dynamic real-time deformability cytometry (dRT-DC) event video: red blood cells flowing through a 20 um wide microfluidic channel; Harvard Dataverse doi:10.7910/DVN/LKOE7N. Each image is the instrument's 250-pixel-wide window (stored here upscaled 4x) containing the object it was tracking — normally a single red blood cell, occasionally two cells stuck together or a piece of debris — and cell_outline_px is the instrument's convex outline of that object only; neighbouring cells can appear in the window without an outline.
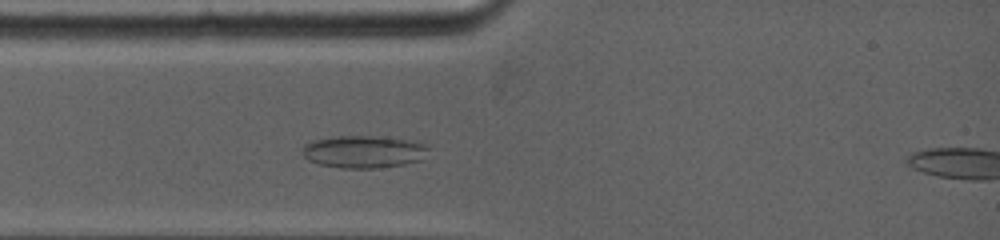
{"species": "common noctule bat (a hibernating species)", "species_latin": "Nyctalus noctula", "temperature_condition": "warm", "stored_images_in_passage": 52, "camera_frame_rate_fps": 5000, "um_per_image_px": 0.085, "animal": {"sex": "female", "body_mass_g": 19.0, "forearm_length_mm": 53.3}, "frame": {"image": 1, "passage_image": 10, "time_ms": 2.4, "image_size_px": [1000, 240], "cell_outline_px": [[428, 148], [420, 160], [404, 164], [376, 168], [340, 168], [320, 164], [308, 160], [300, 152], [300, 148], [304, 144], [312, 140], [332, 136], [372, 136], [408, 140], [428, 144]], "centroid_in_image_um": [30.83, 12.89], "position_along_channel_um": 54.2, "area_um2": 23.87}}
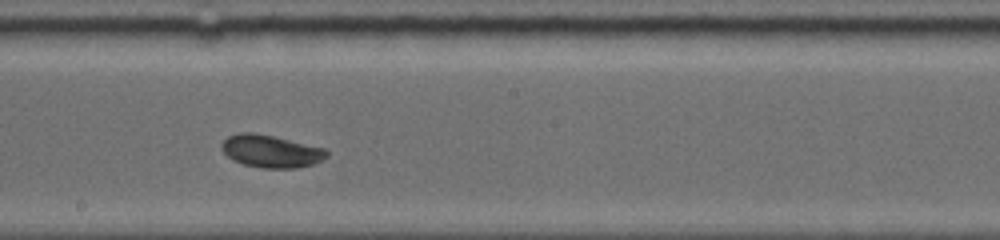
{"frame": {"image": 2, "passage_image": 29, "time_ms": 6.8, "image_size_px": [1000, 240], "cell_outline_px": [[328, 156], [312, 164], [296, 168], [260, 168], [244, 164], [232, 160], [220, 148], [220, 144], [228, 136], [240, 132], [256, 132], [324, 148], [328, 152]], "centroid_in_image_um": [22.99, 12.85], "position_along_channel_um": 225.2, "area_um2": 19.88}}
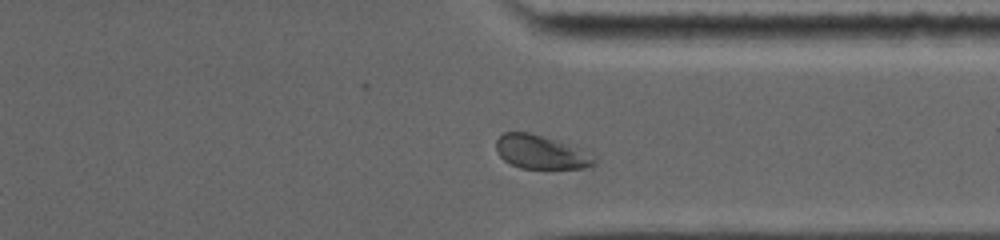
{"frame": {"image": 3, "passage_image": 45, "time_ms": 10.4, "image_size_px": [1000, 240], "cell_outline_px": [[596, 164], [584, 168], [520, 168], [504, 160], [496, 152], [496, 140], [504, 132], [528, 132], [556, 140], [580, 148], [596, 156]], "centroid_in_image_um": [45.99, 12.93], "position_along_channel_um": 365.4, "area_um2": 19.25}, "authors_computed_cell_mechanics": {"area_um2": 20.2589, "velocity_mm_per_s": 3.8844, "shape_relaxation_time_tau1_ms": null, "shape_relaxation_time_tau2_ms": 0.9807, "deformation_change_tau1": null, "deformation_change_tau2": 0.046}}